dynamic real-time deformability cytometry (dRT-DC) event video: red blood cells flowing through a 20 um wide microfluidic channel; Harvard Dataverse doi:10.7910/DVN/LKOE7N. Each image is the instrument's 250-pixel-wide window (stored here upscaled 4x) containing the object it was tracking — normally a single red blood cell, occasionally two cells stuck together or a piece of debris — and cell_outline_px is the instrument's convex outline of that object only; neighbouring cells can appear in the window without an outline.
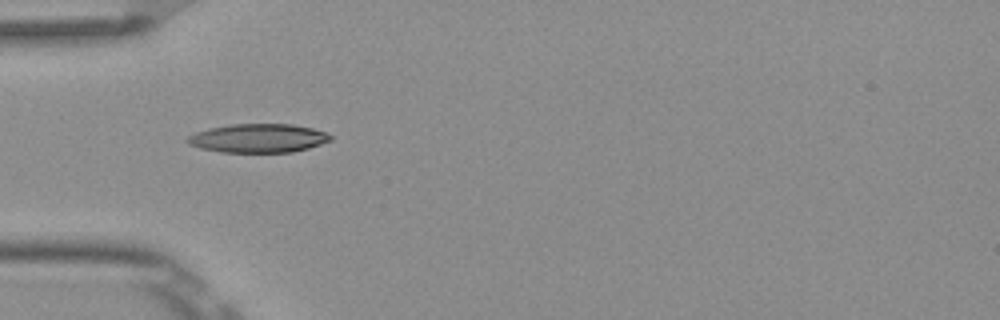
{"species": "Egyptian fruit bat (a non-hibernating species)", "species_latin": "Rousettus aegyptiacus", "temperature_condition": "room temperature", "stored_images_in_passage": 2, "camera_frame_rate_fps": 3000, "um_per_image_px": 0.085, "frame": {"image": 1, "passage_image": 1, "time_ms": 0.0, "image_size_px": [1000, 320], "cell_outline_px": [[332, 140], [308, 148], [292, 152], [220, 152], [200, 148], [188, 144], [184, 140], [188, 136], [196, 132], [208, 128], [232, 124], [292, 124], [312, 128], [324, 132], [332, 136]], "centroid_in_image_um": [21.92, 11.75], "position_along_channel_um": 63.1, "area_um2": 23.99}}
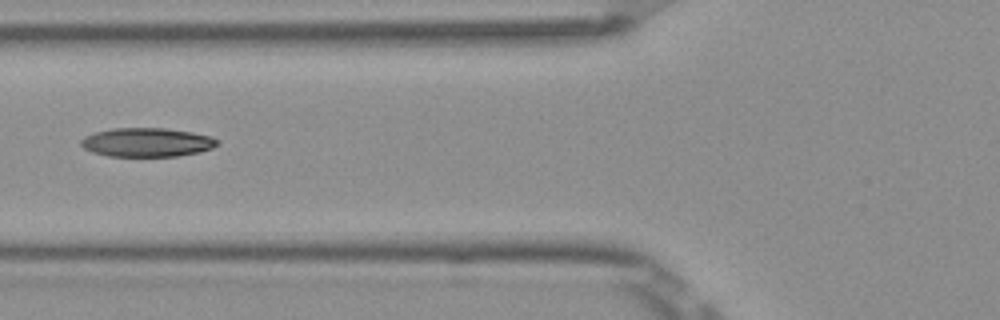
{"frame": {"image": 2, "passage_image": 2, "time_ms": 0.333, "image_size_px": [1000, 320], "cell_outline_px": [[220, 144], [212, 148], [200, 152], [176, 156], [108, 156], [92, 152], [84, 148], [80, 144], [80, 140], [84, 136], [96, 132], [112, 128], [164, 128], [192, 132], [212, 136], [220, 140]], "centroid_in_image_um": [12.52, 12.09], "position_along_channel_um": 113.3, "area_um2": 23.12}}